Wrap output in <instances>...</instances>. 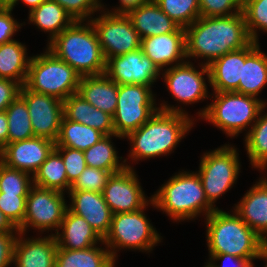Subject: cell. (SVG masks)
<instances>
[{"label": "cell", "instance_id": "1", "mask_svg": "<svg viewBox=\"0 0 267 267\" xmlns=\"http://www.w3.org/2000/svg\"><path fill=\"white\" fill-rule=\"evenodd\" d=\"M252 42L242 12L230 16L199 17L185 28L187 58L206 59L209 66L214 60Z\"/></svg>", "mask_w": 267, "mask_h": 267}, {"label": "cell", "instance_id": "2", "mask_svg": "<svg viewBox=\"0 0 267 267\" xmlns=\"http://www.w3.org/2000/svg\"><path fill=\"white\" fill-rule=\"evenodd\" d=\"M161 103L158 111L140 128L130 132L129 156L133 161L166 156L176 148L194 125L181 107ZM171 106V107H170Z\"/></svg>", "mask_w": 267, "mask_h": 267}, {"label": "cell", "instance_id": "3", "mask_svg": "<svg viewBox=\"0 0 267 267\" xmlns=\"http://www.w3.org/2000/svg\"><path fill=\"white\" fill-rule=\"evenodd\" d=\"M75 21L51 42L47 49L68 63L81 77L105 73L106 60L90 21ZM85 24V25H84Z\"/></svg>", "mask_w": 267, "mask_h": 267}, {"label": "cell", "instance_id": "4", "mask_svg": "<svg viewBox=\"0 0 267 267\" xmlns=\"http://www.w3.org/2000/svg\"><path fill=\"white\" fill-rule=\"evenodd\" d=\"M153 206L174 221L191 220L200 213L207 217L217 208L206 199L203 184L196 172H178L151 196Z\"/></svg>", "mask_w": 267, "mask_h": 267}, {"label": "cell", "instance_id": "5", "mask_svg": "<svg viewBox=\"0 0 267 267\" xmlns=\"http://www.w3.org/2000/svg\"><path fill=\"white\" fill-rule=\"evenodd\" d=\"M217 209L206 217V238L209 255L230 254L239 258L257 259L264 240L235 212Z\"/></svg>", "mask_w": 267, "mask_h": 267}, {"label": "cell", "instance_id": "6", "mask_svg": "<svg viewBox=\"0 0 267 267\" xmlns=\"http://www.w3.org/2000/svg\"><path fill=\"white\" fill-rule=\"evenodd\" d=\"M213 93V102L198 111V115L231 138L252 127L267 104L259 98L237 92Z\"/></svg>", "mask_w": 267, "mask_h": 267}, {"label": "cell", "instance_id": "7", "mask_svg": "<svg viewBox=\"0 0 267 267\" xmlns=\"http://www.w3.org/2000/svg\"><path fill=\"white\" fill-rule=\"evenodd\" d=\"M80 78L68 63L47 49L41 55L31 57L25 86L33 92L64 101L78 92Z\"/></svg>", "mask_w": 267, "mask_h": 267}, {"label": "cell", "instance_id": "8", "mask_svg": "<svg viewBox=\"0 0 267 267\" xmlns=\"http://www.w3.org/2000/svg\"><path fill=\"white\" fill-rule=\"evenodd\" d=\"M149 204H153L152 199L139 210L112 215L110 231L103 239L102 245L110 248V254L115 261L118 257L116 252L122 248L151 252L152 248L161 242L162 237L144 213Z\"/></svg>", "mask_w": 267, "mask_h": 267}, {"label": "cell", "instance_id": "9", "mask_svg": "<svg viewBox=\"0 0 267 267\" xmlns=\"http://www.w3.org/2000/svg\"><path fill=\"white\" fill-rule=\"evenodd\" d=\"M237 148L223 145L210 152H205L200 159L198 175L201 178L206 199L215 207L221 195L230 190L240 173Z\"/></svg>", "mask_w": 267, "mask_h": 267}, {"label": "cell", "instance_id": "10", "mask_svg": "<svg viewBox=\"0 0 267 267\" xmlns=\"http://www.w3.org/2000/svg\"><path fill=\"white\" fill-rule=\"evenodd\" d=\"M150 86L118 85L117 108L113 115L115 135L125 138L146 123L157 111Z\"/></svg>", "mask_w": 267, "mask_h": 267}, {"label": "cell", "instance_id": "11", "mask_svg": "<svg viewBox=\"0 0 267 267\" xmlns=\"http://www.w3.org/2000/svg\"><path fill=\"white\" fill-rule=\"evenodd\" d=\"M64 195L63 192L33 184L26 198L24 221L18 227V231L26 234L27 228L33 227L42 233L55 230V235L59 232L68 209Z\"/></svg>", "mask_w": 267, "mask_h": 267}, {"label": "cell", "instance_id": "12", "mask_svg": "<svg viewBox=\"0 0 267 267\" xmlns=\"http://www.w3.org/2000/svg\"><path fill=\"white\" fill-rule=\"evenodd\" d=\"M98 18H92V23L105 60L127 54L141 48V38L134 29L127 15H116L104 12Z\"/></svg>", "mask_w": 267, "mask_h": 267}, {"label": "cell", "instance_id": "13", "mask_svg": "<svg viewBox=\"0 0 267 267\" xmlns=\"http://www.w3.org/2000/svg\"><path fill=\"white\" fill-rule=\"evenodd\" d=\"M193 64L187 59L179 65L164 69V72L161 73L167 85L166 88L173 98L186 105L209 98L205 82L208 79V83H210L209 68L202 62L200 64L202 70L199 71L193 67ZM204 74L207 75V78H204Z\"/></svg>", "mask_w": 267, "mask_h": 267}, {"label": "cell", "instance_id": "14", "mask_svg": "<svg viewBox=\"0 0 267 267\" xmlns=\"http://www.w3.org/2000/svg\"><path fill=\"white\" fill-rule=\"evenodd\" d=\"M19 96L25 101L30 115L34 137H43L56 142L63 114V101L56 97L33 92L25 85Z\"/></svg>", "mask_w": 267, "mask_h": 267}, {"label": "cell", "instance_id": "15", "mask_svg": "<svg viewBox=\"0 0 267 267\" xmlns=\"http://www.w3.org/2000/svg\"><path fill=\"white\" fill-rule=\"evenodd\" d=\"M160 73L141 48L106 60L105 74L118 85L137 84L152 87Z\"/></svg>", "mask_w": 267, "mask_h": 267}, {"label": "cell", "instance_id": "16", "mask_svg": "<svg viewBox=\"0 0 267 267\" xmlns=\"http://www.w3.org/2000/svg\"><path fill=\"white\" fill-rule=\"evenodd\" d=\"M137 177L133 167L109 177L102 193L113 214L139 210L150 201L151 197L146 198Z\"/></svg>", "mask_w": 267, "mask_h": 267}, {"label": "cell", "instance_id": "17", "mask_svg": "<svg viewBox=\"0 0 267 267\" xmlns=\"http://www.w3.org/2000/svg\"><path fill=\"white\" fill-rule=\"evenodd\" d=\"M55 146V142L43 137L9 143L0 151V161L33 176Z\"/></svg>", "mask_w": 267, "mask_h": 267}, {"label": "cell", "instance_id": "18", "mask_svg": "<svg viewBox=\"0 0 267 267\" xmlns=\"http://www.w3.org/2000/svg\"><path fill=\"white\" fill-rule=\"evenodd\" d=\"M71 204L68 209L83 217L91 227L104 239L109 233L113 213L105 202L103 193L82 190H69Z\"/></svg>", "mask_w": 267, "mask_h": 267}, {"label": "cell", "instance_id": "19", "mask_svg": "<svg viewBox=\"0 0 267 267\" xmlns=\"http://www.w3.org/2000/svg\"><path fill=\"white\" fill-rule=\"evenodd\" d=\"M141 49L162 72L164 67L167 69L169 65H179L186 60L185 28L179 27L172 33L143 38Z\"/></svg>", "mask_w": 267, "mask_h": 267}, {"label": "cell", "instance_id": "20", "mask_svg": "<svg viewBox=\"0 0 267 267\" xmlns=\"http://www.w3.org/2000/svg\"><path fill=\"white\" fill-rule=\"evenodd\" d=\"M19 232L15 245L13 264L16 267H55L57 241L54 234L45 237L27 238Z\"/></svg>", "mask_w": 267, "mask_h": 267}, {"label": "cell", "instance_id": "21", "mask_svg": "<svg viewBox=\"0 0 267 267\" xmlns=\"http://www.w3.org/2000/svg\"><path fill=\"white\" fill-rule=\"evenodd\" d=\"M235 204L234 211L261 238L267 239V178L259 179Z\"/></svg>", "mask_w": 267, "mask_h": 267}, {"label": "cell", "instance_id": "22", "mask_svg": "<svg viewBox=\"0 0 267 267\" xmlns=\"http://www.w3.org/2000/svg\"><path fill=\"white\" fill-rule=\"evenodd\" d=\"M62 232L55 234L59 248L83 250L103 243V239L83 218L67 209L59 228Z\"/></svg>", "mask_w": 267, "mask_h": 267}, {"label": "cell", "instance_id": "23", "mask_svg": "<svg viewBox=\"0 0 267 267\" xmlns=\"http://www.w3.org/2000/svg\"><path fill=\"white\" fill-rule=\"evenodd\" d=\"M242 63H245V47L226 53L208 66L209 84L214 92H237L242 80Z\"/></svg>", "mask_w": 267, "mask_h": 267}, {"label": "cell", "instance_id": "24", "mask_svg": "<svg viewBox=\"0 0 267 267\" xmlns=\"http://www.w3.org/2000/svg\"><path fill=\"white\" fill-rule=\"evenodd\" d=\"M63 114L67 120L97 129L104 135H115L113 116L92 106L78 93L63 101Z\"/></svg>", "mask_w": 267, "mask_h": 267}, {"label": "cell", "instance_id": "25", "mask_svg": "<svg viewBox=\"0 0 267 267\" xmlns=\"http://www.w3.org/2000/svg\"><path fill=\"white\" fill-rule=\"evenodd\" d=\"M77 93L97 109L114 115L117 108L118 84L105 73L82 76Z\"/></svg>", "mask_w": 267, "mask_h": 267}, {"label": "cell", "instance_id": "26", "mask_svg": "<svg viewBox=\"0 0 267 267\" xmlns=\"http://www.w3.org/2000/svg\"><path fill=\"white\" fill-rule=\"evenodd\" d=\"M266 85L267 55L261 51L259 42L252 41L245 47V63H242V80L237 93L257 98Z\"/></svg>", "mask_w": 267, "mask_h": 267}, {"label": "cell", "instance_id": "27", "mask_svg": "<svg viewBox=\"0 0 267 267\" xmlns=\"http://www.w3.org/2000/svg\"><path fill=\"white\" fill-rule=\"evenodd\" d=\"M141 39L175 32L180 26L164 13L154 0L127 15Z\"/></svg>", "mask_w": 267, "mask_h": 267}, {"label": "cell", "instance_id": "28", "mask_svg": "<svg viewBox=\"0 0 267 267\" xmlns=\"http://www.w3.org/2000/svg\"><path fill=\"white\" fill-rule=\"evenodd\" d=\"M29 22L41 31L49 32L51 42L64 29L70 27L75 20L57 2L46 0L29 13Z\"/></svg>", "mask_w": 267, "mask_h": 267}, {"label": "cell", "instance_id": "29", "mask_svg": "<svg viewBox=\"0 0 267 267\" xmlns=\"http://www.w3.org/2000/svg\"><path fill=\"white\" fill-rule=\"evenodd\" d=\"M31 57H27V48L14 40L0 45V78L10 79L25 85Z\"/></svg>", "mask_w": 267, "mask_h": 267}, {"label": "cell", "instance_id": "30", "mask_svg": "<svg viewBox=\"0 0 267 267\" xmlns=\"http://www.w3.org/2000/svg\"><path fill=\"white\" fill-rule=\"evenodd\" d=\"M109 249L96 245L83 250L57 248L55 267H115Z\"/></svg>", "mask_w": 267, "mask_h": 267}, {"label": "cell", "instance_id": "31", "mask_svg": "<svg viewBox=\"0 0 267 267\" xmlns=\"http://www.w3.org/2000/svg\"><path fill=\"white\" fill-rule=\"evenodd\" d=\"M104 136L97 129L72 120H67L63 116L55 147H69L85 151L100 141Z\"/></svg>", "mask_w": 267, "mask_h": 267}, {"label": "cell", "instance_id": "32", "mask_svg": "<svg viewBox=\"0 0 267 267\" xmlns=\"http://www.w3.org/2000/svg\"><path fill=\"white\" fill-rule=\"evenodd\" d=\"M112 136L124 139L119 135H105L96 144L83 151L87 166L100 168L112 174L122 171L126 167L131 168L130 164L125 163L127 158L121 161L123 163H119V158L122 159V157H118L117 155L116 147L111 142Z\"/></svg>", "mask_w": 267, "mask_h": 267}, {"label": "cell", "instance_id": "33", "mask_svg": "<svg viewBox=\"0 0 267 267\" xmlns=\"http://www.w3.org/2000/svg\"><path fill=\"white\" fill-rule=\"evenodd\" d=\"M33 184L67 193L68 179L61 155L54 149L32 176ZM65 190V191H64Z\"/></svg>", "mask_w": 267, "mask_h": 267}, {"label": "cell", "instance_id": "34", "mask_svg": "<svg viewBox=\"0 0 267 267\" xmlns=\"http://www.w3.org/2000/svg\"><path fill=\"white\" fill-rule=\"evenodd\" d=\"M263 110L244 138L250 164L258 170L267 169V113L263 115Z\"/></svg>", "mask_w": 267, "mask_h": 267}, {"label": "cell", "instance_id": "35", "mask_svg": "<svg viewBox=\"0 0 267 267\" xmlns=\"http://www.w3.org/2000/svg\"><path fill=\"white\" fill-rule=\"evenodd\" d=\"M8 120V144L34 137L29 110L18 96L5 110Z\"/></svg>", "mask_w": 267, "mask_h": 267}, {"label": "cell", "instance_id": "36", "mask_svg": "<svg viewBox=\"0 0 267 267\" xmlns=\"http://www.w3.org/2000/svg\"><path fill=\"white\" fill-rule=\"evenodd\" d=\"M180 27L186 28L200 17L199 0H154Z\"/></svg>", "mask_w": 267, "mask_h": 267}, {"label": "cell", "instance_id": "37", "mask_svg": "<svg viewBox=\"0 0 267 267\" xmlns=\"http://www.w3.org/2000/svg\"><path fill=\"white\" fill-rule=\"evenodd\" d=\"M242 13L251 40L258 42L257 30L267 32V0H243Z\"/></svg>", "mask_w": 267, "mask_h": 267}, {"label": "cell", "instance_id": "38", "mask_svg": "<svg viewBox=\"0 0 267 267\" xmlns=\"http://www.w3.org/2000/svg\"><path fill=\"white\" fill-rule=\"evenodd\" d=\"M33 185L31 174L10 168L0 161V192L6 194H28Z\"/></svg>", "mask_w": 267, "mask_h": 267}, {"label": "cell", "instance_id": "39", "mask_svg": "<svg viewBox=\"0 0 267 267\" xmlns=\"http://www.w3.org/2000/svg\"><path fill=\"white\" fill-rule=\"evenodd\" d=\"M111 172L87 166L73 183L70 190H82L102 193Z\"/></svg>", "mask_w": 267, "mask_h": 267}, {"label": "cell", "instance_id": "40", "mask_svg": "<svg viewBox=\"0 0 267 267\" xmlns=\"http://www.w3.org/2000/svg\"><path fill=\"white\" fill-rule=\"evenodd\" d=\"M28 194L0 192V210L18 228L24 221Z\"/></svg>", "mask_w": 267, "mask_h": 267}, {"label": "cell", "instance_id": "41", "mask_svg": "<svg viewBox=\"0 0 267 267\" xmlns=\"http://www.w3.org/2000/svg\"><path fill=\"white\" fill-rule=\"evenodd\" d=\"M61 155L68 179V192L79 175L87 167L83 151L69 147H55Z\"/></svg>", "mask_w": 267, "mask_h": 267}, {"label": "cell", "instance_id": "42", "mask_svg": "<svg viewBox=\"0 0 267 267\" xmlns=\"http://www.w3.org/2000/svg\"><path fill=\"white\" fill-rule=\"evenodd\" d=\"M63 7L75 21H90L95 12L102 11L101 0H52ZM101 9V10H100Z\"/></svg>", "mask_w": 267, "mask_h": 267}, {"label": "cell", "instance_id": "43", "mask_svg": "<svg viewBox=\"0 0 267 267\" xmlns=\"http://www.w3.org/2000/svg\"><path fill=\"white\" fill-rule=\"evenodd\" d=\"M243 0H199L200 17L230 16L242 12Z\"/></svg>", "mask_w": 267, "mask_h": 267}, {"label": "cell", "instance_id": "44", "mask_svg": "<svg viewBox=\"0 0 267 267\" xmlns=\"http://www.w3.org/2000/svg\"><path fill=\"white\" fill-rule=\"evenodd\" d=\"M12 11L8 5L0 9V45L14 41L13 35L23 25L13 18Z\"/></svg>", "mask_w": 267, "mask_h": 267}, {"label": "cell", "instance_id": "45", "mask_svg": "<svg viewBox=\"0 0 267 267\" xmlns=\"http://www.w3.org/2000/svg\"><path fill=\"white\" fill-rule=\"evenodd\" d=\"M21 87L14 80L0 78V112L5 111L19 96Z\"/></svg>", "mask_w": 267, "mask_h": 267}, {"label": "cell", "instance_id": "46", "mask_svg": "<svg viewBox=\"0 0 267 267\" xmlns=\"http://www.w3.org/2000/svg\"><path fill=\"white\" fill-rule=\"evenodd\" d=\"M18 234L0 233V267H8L13 263L14 245Z\"/></svg>", "mask_w": 267, "mask_h": 267}, {"label": "cell", "instance_id": "47", "mask_svg": "<svg viewBox=\"0 0 267 267\" xmlns=\"http://www.w3.org/2000/svg\"><path fill=\"white\" fill-rule=\"evenodd\" d=\"M221 260L222 265L215 263ZM255 259L239 258L230 254L209 255V263L212 267H253Z\"/></svg>", "mask_w": 267, "mask_h": 267}, {"label": "cell", "instance_id": "48", "mask_svg": "<svg viewBox=\"0 0 267 267\" xmlns=\"http://www.w3.org/2000/svg\"><path fill=\"white\" fill-rule=\"evenodd\" d=\"M151 0H119L120 5L116 7L113 11L109 9L105 11L107 13L116 15H128L132 10H135Z\"/></svg>", "mask_w": 267, "mask_h": 267}, {"label": "cell", "instance_id": "49", "mask_svg": "<svg viewBox=\"0 0 267 267\" xmlns=\"http://www.w3.org/2000/svg\"><path fill=\"white\" fill-rule=\"evenodd\" d=\"M8 130L7 114L0 112V151L8 144Z\"/></svg>", "mask_w": 267, "mask_h": 267}, {"label": "cell", "instance_id": "50", "mask_svg": "<svg viewBox=\"0 0 267 267\" xmlns=\"http://www.w3.org/2000/svg\"><path fill=\"white\" fill-rule=\"evenodd\" d=\"M16 231V232H15ZM0 233H19L18 228L0 210Z\"/></svg>", "mask_w": 267, "mask_h": 267}, {"label": "cell", "instance_id": "51", "mask_svg": "<svg viewBox=\"0 0 267 267\" xmlns=\"http://www.w3.org/2000/svg\"><path fill=\"white\" fill-rule=\"evenodd\" d=\"M46 0H21L22 3L29 6V13L40 4ZM19 0H7V5L11 8H14L18 4Z\"/></svg>", "mask_w": 267, "mask_h": 267}, {"label": "cell", "instance_id": "52", "mask_svg": "<svg viewBox=\"0 0 267 267\" xmlns=\"http://www.w3.org/2000/svg\"><path fill=\"white\" fill-rule=\"evenodd\" d=\"M257 259H262L266 261L265 267H267V239H264L262 241Z\"/></svg>", "mask_w": 267, "mask_h": 267}, {"label": "cell", "instance_id": "53", "mask_svg": "<svg viewBox=\"0 0 267 267\" xmlns=\"http://www.w3.org/2000/svg\"><path fill=\"white\" fill-rule=\"evenodd\" d=\"M7 5V0H0V9Z\"/></svg>", "mask_w": 267, "mask_h": 267}, {"label": "cell", "instance_id": "54", "mask_svg": "<svg viewBox=\"0 0 267 267\" xmlns=\"http://www.w3.org/2000/svg\"><path fill=\"white\" fill-rule=\"evenodd\" d=\"M204 267H212V265L209 262H207V264Z\"/></svg>", "mask_w": 267, "mask_h": 267}]
</instances>
